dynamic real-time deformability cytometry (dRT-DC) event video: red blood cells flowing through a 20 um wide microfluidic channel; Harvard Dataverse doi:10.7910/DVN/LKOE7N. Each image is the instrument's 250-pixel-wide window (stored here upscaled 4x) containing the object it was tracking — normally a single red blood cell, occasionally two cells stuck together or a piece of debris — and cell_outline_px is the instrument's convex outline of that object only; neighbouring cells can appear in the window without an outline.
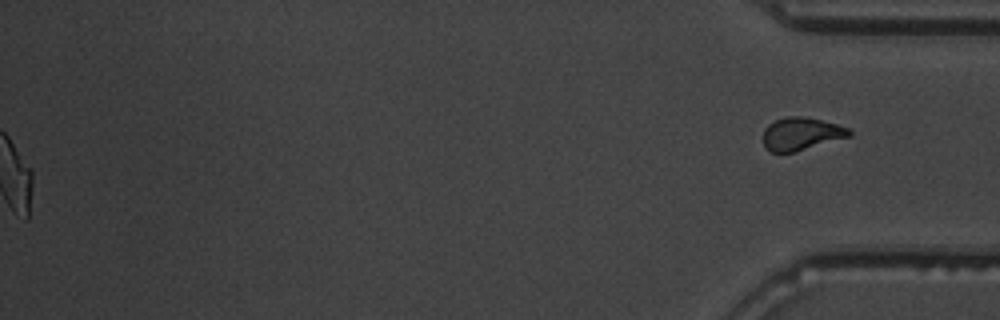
{"species": "common noctule bat (a hibernating species)", "species_latin": "Nyctalus noctula", "temperature_condition": "warm", "stored_images_in_passage": 54, "camera_frame_rate_fps": 3000, "um_per_image_px": 0.085, "animal": {"sex": "male", "body_mass_g": 19.5, "forearm_length_mm": 54.6}, "frame": {"image": 1, "passage_image": 54, "time_ms": 17.667, "image_size_px": [1000, 320], "cell_outline_px": [[852, 136], [796, 152], [772, 152], [764, 148], [764, 128], [768, 124], [776, 120], [788, 116], [800, 116], [820, 120], [852, 128]], "centroid_in_image_um": [68.14, 11.38], "position_along_channel_um": 367.1, "area_um2": 16.59}}